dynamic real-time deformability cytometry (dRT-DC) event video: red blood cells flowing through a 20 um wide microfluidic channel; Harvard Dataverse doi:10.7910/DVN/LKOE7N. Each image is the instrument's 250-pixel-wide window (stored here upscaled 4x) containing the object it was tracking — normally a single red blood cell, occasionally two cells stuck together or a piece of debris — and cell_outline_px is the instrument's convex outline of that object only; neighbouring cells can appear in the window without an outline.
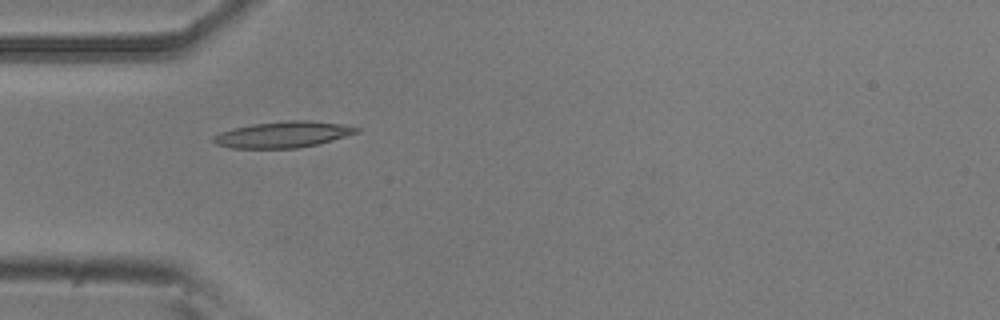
{"species": "common noctule bat (a hibernating species)", "species_latin": "Nyctalus noctula", "temperature_condition": "room temperature", "stored_images_in_passage": 39, "camera_frame_rate_fps": 3000, "um_per_image_px": 0.085, "animal": {"sex": "male", "body_mass_g": 20.5, "forearm_length_mm": 52.5}, "frame": {"image": 1, "passage_image": 1, "time_ms": 0.0, "image_size_px": [1000, 320], "cell_outline_px": [[360, 132], [320, 144], [296, 148], [232, 148], [216, 144], [212, 140], [212, 136], [220, 132], [232, 128], [252, 124], [288, 120], [312, 120], [340, 124], [360, 128]], "centroid_in_image_um": [24.06, 11.43], "position_along_channel_um": 60.9, "area_um2": 21.96}}
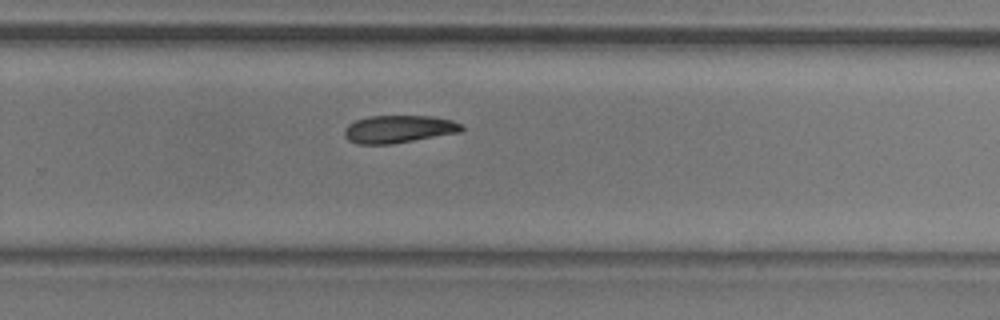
{"frame": {"image": 2, "passage_image": 20, "time_ms": 6.333, "image_size_px": [1000, 320], "cell_outline_px": [[464, 128], [460, 132], [392, 144], [356, 144], [348, 140], [344, 136], [344, 128], [348, 124], [356, 120], [368, 116], [432, 116], [452, 120], [460, 124]], "centroid_in_image_um": [33.85, 10.97], "position_along_channel_um": 296.0, "area_um2": 18.9}}
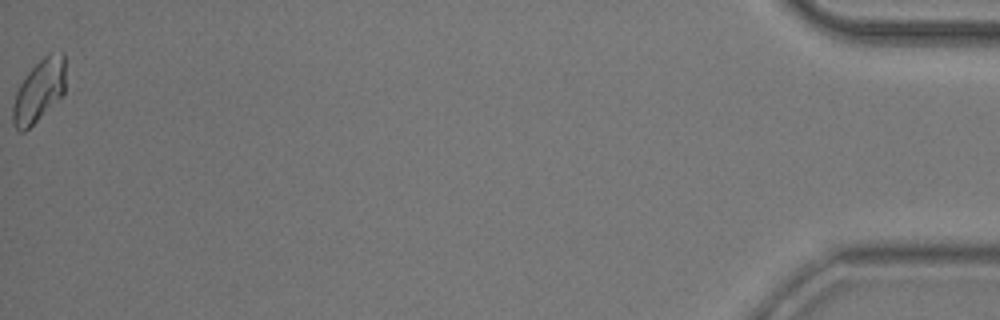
{"frame": {"image": 3, "passage_image": 39, "time_ms": 12.667, "image_size_px": [1000, 320], "cell_outline_px": [[64, 92], [24, 132], [20, 132], [12, 124], [12, 108], [16, 92], [20, 84], [28, 72], [48, 52], [64, 52]], "centroid_in_image_um": [3.29, 7.68], "position_along_channel_um": 431.9, "area_um2": 18.67}, "authors_computed_cell_mechanics": {"area_um2": 19.3052, "velocity_mm_per_s": 3.7372, "shape_relaxation_time_tau1_ms": 8.9696, "shape_relaxation_time_tau2_ms": null, "deformation_change_tau1": 0.1677, "deformation_change_tau2": null}}